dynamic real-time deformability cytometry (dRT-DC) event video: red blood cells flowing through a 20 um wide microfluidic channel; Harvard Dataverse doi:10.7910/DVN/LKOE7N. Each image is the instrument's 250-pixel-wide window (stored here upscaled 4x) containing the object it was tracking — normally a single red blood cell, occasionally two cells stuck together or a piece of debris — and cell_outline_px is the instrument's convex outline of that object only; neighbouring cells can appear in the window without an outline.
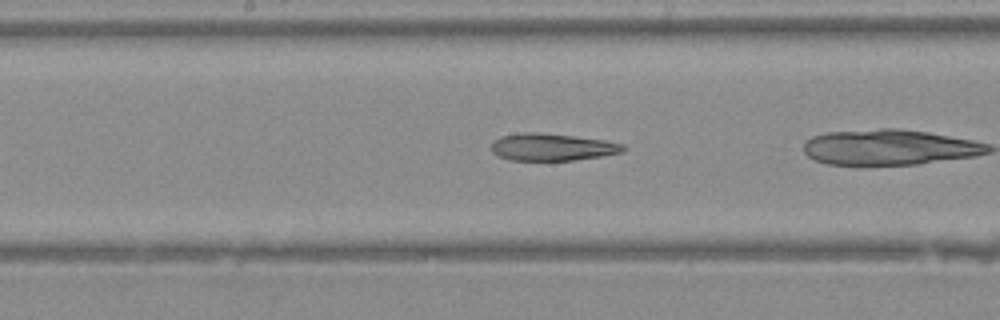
{"species": "Egyptian fruit bat (a non-hibernating species)", "species_latin": "Rousettus aegyptiacus", "temperature_condition": "warm", "stored_images_in_passage": 20, "camera_frame_rate_fps": 3000, "um_per_image_px": 0.085, "animal": {"sex": "female"}, "frame": {"image": 1, "passage_image": 9, "time_ms": 2.667, "image_size_px": [1000, 320], "cell_outline_px": [[628, 148], [624, 152], [600, 156], [572, 160], [512, 160], [500, 156], [492, 152], [492, 144], [500, 136], [520, 132], [540, 132], [604, 140], [624, 144]], "centroid_in_image_um": [46.96, 12.49], "position_along_channel_um": 201.2, "area_um2": 20.81}}